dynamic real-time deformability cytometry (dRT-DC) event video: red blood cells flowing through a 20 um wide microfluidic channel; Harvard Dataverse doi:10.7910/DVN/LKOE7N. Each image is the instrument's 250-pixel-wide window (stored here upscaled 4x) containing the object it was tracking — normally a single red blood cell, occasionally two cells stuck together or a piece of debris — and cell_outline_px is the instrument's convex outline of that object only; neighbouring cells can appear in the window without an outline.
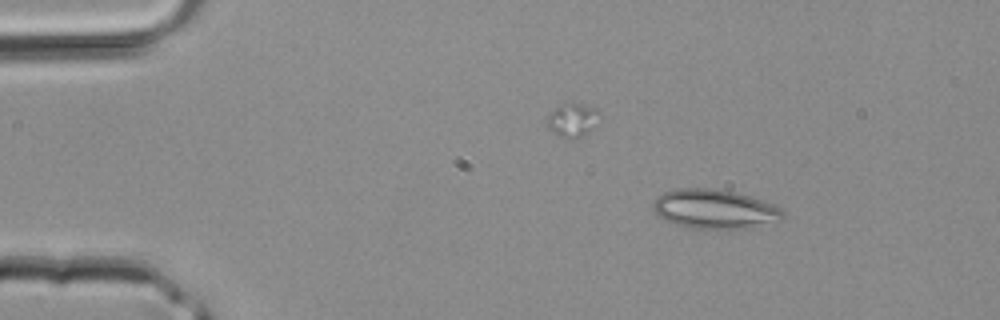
{"species": "common noctule bat (a hibernating species)", "species_latin": "Nyctalus noctula", "temperature_condition": "room temperature", "stored_images_in_passage": 27, "camera_frame_rate_fps": 3000, "um_per_image_px": 0.085, "animal": {"sex": "male", "body_mass_g": 20.4}, "frame": {"image": 1, "passage_image": 4, "time_ms": 1.0, "image_size_px": [1000, 320], "cell_outline_px": [[784, 220], [752, 228], [692, 228], [676, 224], [664, 220], [652, 208], [652, 204], [664, 192], [676, 188], [716, 188], [736, 192], [752, 196], [772, 204], [780, 208], [784, 212]], "centroid_in_image_um": [60.79, 17.76], "position_along_channel_um": 24.2, "area_um2": 29.82}}
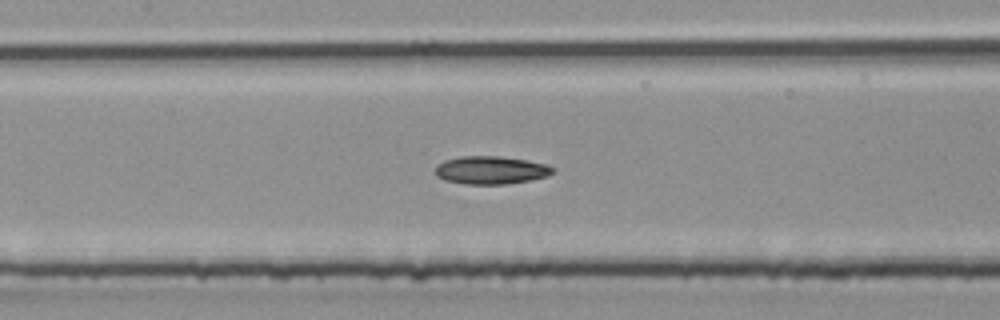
{"frame": {"image": 2, "passage_image": 17, "time_ms": 5.333, "image_size_px": [1000, 320], "cell_outline_px": [[556, 172], [548, 176], [532, 180], [508, 184], [464, 184], [444, 180], [436, 176], [436, 164], [444, 160], [460, 156], [500, 156], [548, 164], [556, 168]], "centroid_in_image_um": [41.76, 14.46], "position_along_channel_um": 165.6, "area_um2": 19.48}}
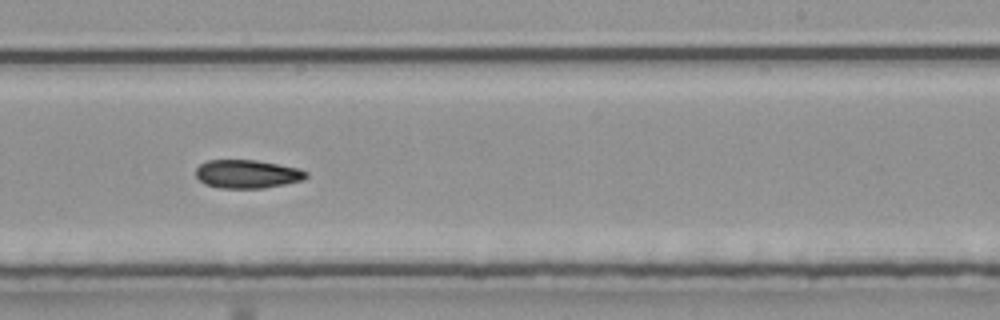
{"frame": {"image": 3, "passage_image": 23, "time_ms": 7.333, "image_size_px": [1000, 320], "cell_outline_px": [[308, 176], [304, 180], [264, 188], [220, 188], [204, 184], [196, 176], [196, 168], [200, 164], [208, 160], [256, 160], [300, 168], [308, 172]], "centroid_in_image_um": [21.03, 14.79], "position_along_channel_um": 268.0, "area_um2": 18.38}}